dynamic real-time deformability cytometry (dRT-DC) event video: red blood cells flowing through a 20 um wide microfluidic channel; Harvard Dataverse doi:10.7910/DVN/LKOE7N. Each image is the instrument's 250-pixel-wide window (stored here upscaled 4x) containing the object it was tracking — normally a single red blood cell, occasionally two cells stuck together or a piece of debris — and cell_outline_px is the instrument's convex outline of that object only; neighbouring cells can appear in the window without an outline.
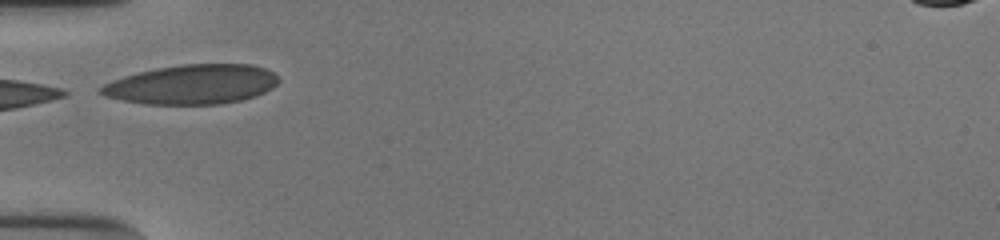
{"species": "human", "species_latin": "Homo sapiens", "temperature_condition": "cold", "stored_images_in_passage": 13, "camera_frame_rate_fps": 3000, "um_per_image_px": 0.085, "donor": {"sex": "male"}, "frame": {"image": 1, "passage_image": 1, "time_ms": 0.0, "image_size_px": [1000, 240], "cell_outline_px": [[280, 80], [272, 88], [256, 96], [240, 100], [220, 104], [144, 104], [104, 96], [96, 88], [112, 80], [124, 76], [156, 68], [184, 64], [252, 64], [264, 68], [272, 72]], "centroid_in_image_um": [16.32, 7.17], "position_along_channel_um": 68.7, "area_um2": 40.81}}
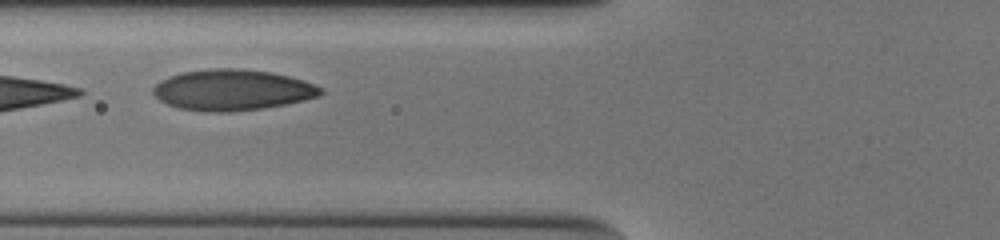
{"frame": {"image": 2, "passage_image": 4, "time_ms": 1.0, "image_size_px": [1000, 240], "cell_outline_px": [[324, 92], [320, 96], [304, 100], [284, 104], [260, 108], [232, 112], [208, 112], [180, 108], [168, 104], [160, 100], [152, 92], [152, 88], [160, 80], [168, 76], [184, 72], [212, 68], [240, 68], [272, 72], [304, 80], [320, 88]], "centroid_in_image_um": [19.73, 7.64], "position_along_channel_um": 106.1, "area_um2": 39.82}}
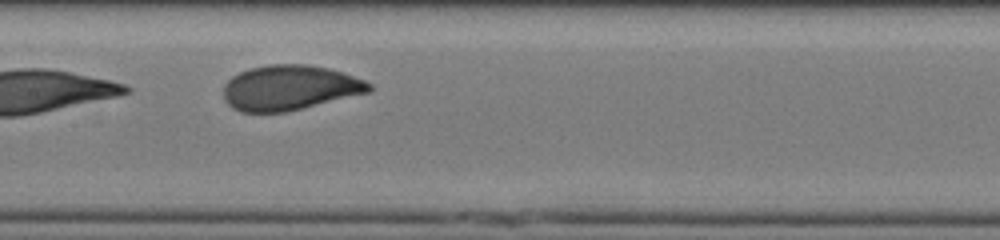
{"frame": {"image": 3, "passage_image": 10, "time_ms": 3.0, "image_size_px": [1000, 240], "cell_outline_px": [[372, 88], [368, 92], [284, 112], [240, 112], [232, 108], [224, 100], [224, 84], [232, 76], [240, 72], [252, 68], [268, 64], [304, 64], [328, 68], [364, 80], [372, 84]], "centroid_in_image_um": [24.57, 7.45], "position_along_channel_um": 182.8, "area_um2": 37.8}}